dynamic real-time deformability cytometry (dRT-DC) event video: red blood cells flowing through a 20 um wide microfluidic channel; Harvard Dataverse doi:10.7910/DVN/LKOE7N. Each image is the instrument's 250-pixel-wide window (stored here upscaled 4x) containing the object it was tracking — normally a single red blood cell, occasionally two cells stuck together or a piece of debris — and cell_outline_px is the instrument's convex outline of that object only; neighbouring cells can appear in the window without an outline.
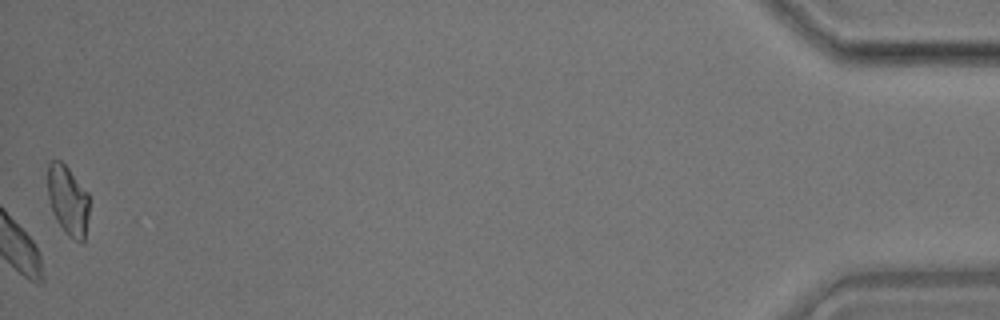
{"species": "common noctule bat (a hibernating species)", "species_latin": "Nyctalus noctula", "temperature_condition": "room temperature", "stored_images_in_passage": 32, "camera_frame_rate_fps": 3000, "um_per_image_px": 0.085, "animal": {"sex": "male", "body_mass_g": 17.9}, "frame": {"image": 1, "passage_image": 32, "time_ms": 10.333, "image_size_px": [1000, 320], "cell_outline_px": [[88, 216], [84, 244], [68, 236], [64, 232], [56, 220], [52, 212], [48, 196], [48, 164], [52, 160], [60, 160], [68, 168], [88, 192]], "centroid_in_image_um": [5.77, 17.05], "position_along_channel_um": 429.4, "area_um2": 16.94}}